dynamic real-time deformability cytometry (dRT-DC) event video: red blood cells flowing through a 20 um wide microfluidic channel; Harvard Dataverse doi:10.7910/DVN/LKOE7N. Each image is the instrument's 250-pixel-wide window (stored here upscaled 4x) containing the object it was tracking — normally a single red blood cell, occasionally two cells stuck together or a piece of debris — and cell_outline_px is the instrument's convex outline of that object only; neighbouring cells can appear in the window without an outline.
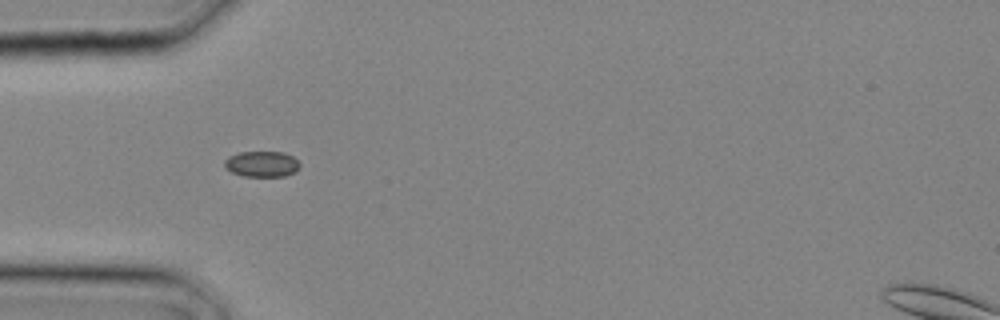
{"species": "common noctule bat (a hibernating species)", "species_latin": "Nyctalus noctula", "temperature_condition": "cold", "stored_images_in_passage": 1, "camera_frame_rate_fps": 3000, "um_per_image_px": 0.085, "animal": {"sex": "male", "body_mass_g": 20.4}, "frame": {"image": 1, "passage_image": 1, "time_ms": 0.0, "image_size_px": [1000, 320], "cell_outline_px": [[300, 168], [296, 172], [284, 176], [244, 176], [232, 172], [224, 168], [224, 160], [228, 156], [240, 152], [284, 152], [292, 156], [300, 164]], "centroid_in_image_um": [22.25, 13.94], "position_along_channel_um": 62.8, "area_um2": 11.39}}